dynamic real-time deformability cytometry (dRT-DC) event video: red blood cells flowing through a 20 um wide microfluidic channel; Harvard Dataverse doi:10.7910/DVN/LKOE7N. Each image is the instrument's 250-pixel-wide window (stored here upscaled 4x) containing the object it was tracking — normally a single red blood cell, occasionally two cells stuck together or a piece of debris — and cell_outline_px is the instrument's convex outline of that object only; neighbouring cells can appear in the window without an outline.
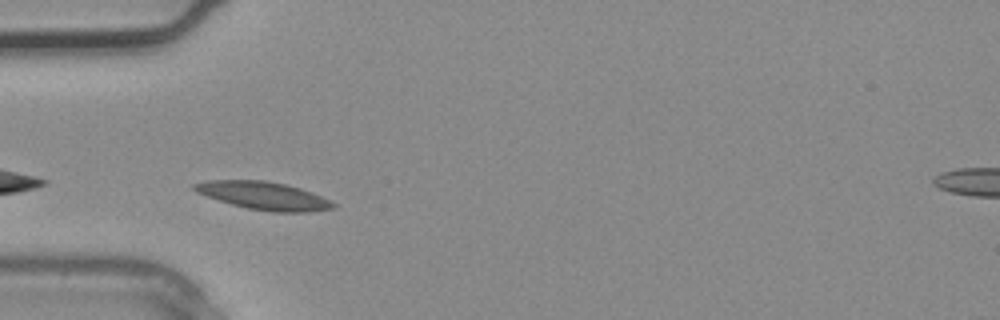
{"species": "common noctule bat (a hibernating species)", "species_latin": "Nyctalus noctula", "temperature_condition": "warm", "stored_images_in_passage": 2, "camera_frame_rate_fps": 3000, "um_per_image_px": 0.085, "animal": {"sex": "male", "body_mass_g": 20.4}, "frame": {"image": 1, "passage_image": 2, "time_ms": 0.333, "image_size_px": [1000, 320], "cell_outline_px": [[336, 208], [308, 212], [272, 212], [248, 208], [232, 204], [196, 192], [192, 188], [192, 184], [208, 180], [264, 180], [284, 184], [300, 188], [312, 192], [336, 204]], "centroid_in_image_um": [22.42, 16.63], "position_along_channel_um": 62.6, "area_um2": 22.37}}